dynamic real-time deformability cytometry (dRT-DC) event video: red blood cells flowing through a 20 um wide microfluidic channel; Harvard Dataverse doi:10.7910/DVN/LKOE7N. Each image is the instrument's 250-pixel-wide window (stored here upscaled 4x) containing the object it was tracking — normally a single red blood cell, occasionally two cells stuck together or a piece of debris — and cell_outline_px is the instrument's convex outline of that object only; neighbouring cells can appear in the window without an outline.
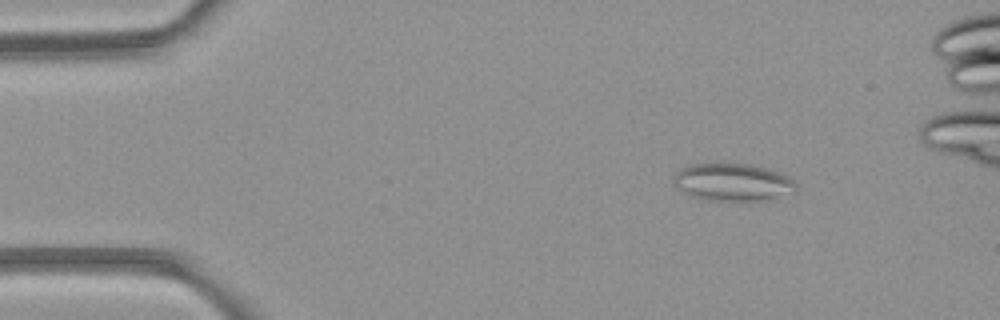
{"species": "common noctule bat (a hibernating species)", "species_latin": "Nyctalus noctula", "temperature_condition": "room temperature", "stored_images_in_passage": 3, "camera_frame_rate_fps": 3000, "um_per_image_px": 0.085, "animal": {"sex": "female", "body_mass_g": 21.9}, "frame": {"image": 1, "passage_image": 2, "time_ms": 1.0, "image_size_px": [1000, 320], "cell_outline_px": [[796, 192], [768, 200], [712, 200], [688, 196], [676, 188], [672, 184], [672, 180], [676, 172], [680, 168], [688, 164], [752, 164], [768, 168], [780, 172], [788, 176], [796, 184]], "centroid_in_image_um": [62.26, 15.48], "position_along_channel_um": 22.7, "area_um2": 27.11}}